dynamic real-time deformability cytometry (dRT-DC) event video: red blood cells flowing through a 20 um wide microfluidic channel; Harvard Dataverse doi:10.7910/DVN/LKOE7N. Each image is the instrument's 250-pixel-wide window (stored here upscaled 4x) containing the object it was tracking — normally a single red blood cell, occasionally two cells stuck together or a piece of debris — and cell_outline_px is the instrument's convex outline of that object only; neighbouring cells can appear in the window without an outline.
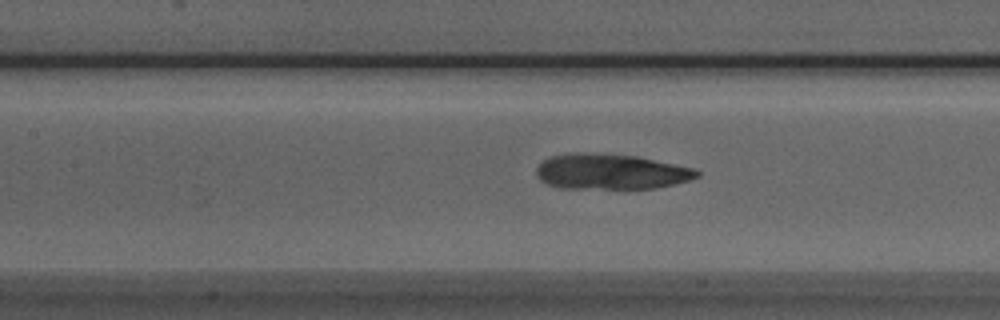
{"species": "Egyptian fruit bat (a non-hibernating species)", "species_latin": "Rousettus aegyptiacus", "temperature_condition": "room temperature", "stored_images_in_passage": 31, "camera_frame_rate_fps": 3000, "um_per_image_px": 0.085, "animal": {"sex": "male"}, "frame": {"image": 1, "passage_image": 11, "time_ms": 3.333, "image_size_px": [1000, 320], "cell_outline_px": [[700, 176], [688, 180], [656, 188], [560, 188], [548, 184], [540, 180], [536, 176], [536, 168], [544, 160], [552, 156], [572, 152], [580, 152], [636, 156], [692, 168], [700, 172]], "centroid_in_image_um": [51.87, 14.59], "position_along_channel_um": 155.5, "area_um2": 32.83}}
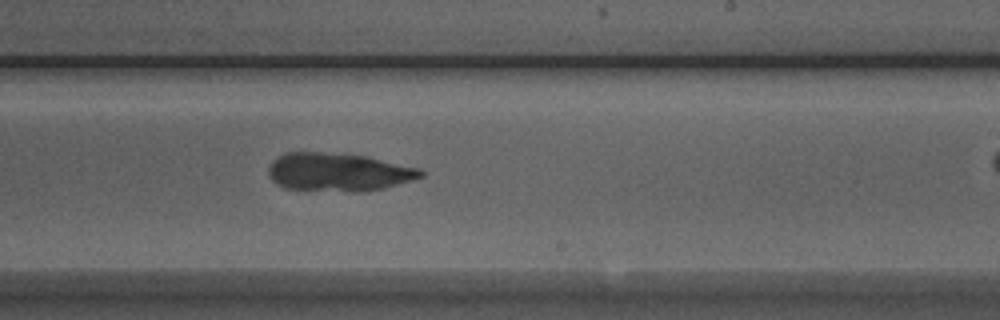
{"frame": {"image": 2, "passage_image": 19, "time_ms": 6.0, "image_size_px": [1000, 320], "cell_outline_px": [[424, 176], [412, 180], [384, 188], [360, 192], [356, 192], [284, 188], [276, 184], [268, 176], [268, 168], [272, 160], [284, 152], [320, 152], [368, 156], [420, 168], [424, 172]], "centroid_in_image_um": [28.75, 14.62], "position_along_channel_um": 260.2, "area_um2": 34.16}}
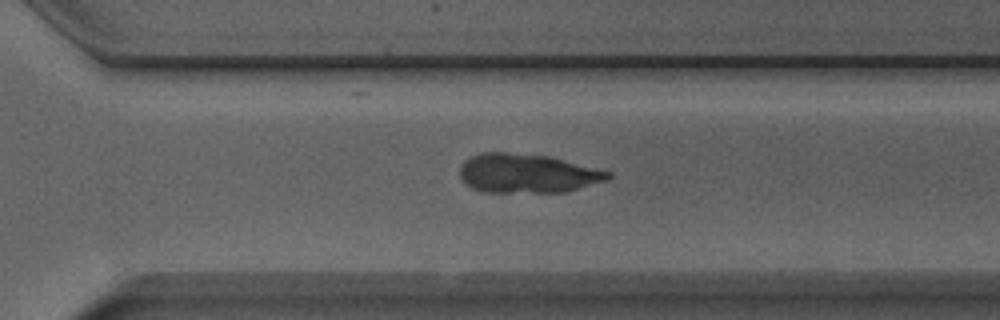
{"frame": {"image": 3, "passage_image": 24, "time_ms": 7.667, "image_size_px": [1000, 320], "cell_outline_px": [[612, 176], [608, 180], [564, 192], [484, 192], [472, 188], [460, 176], [460, 164], [464, 160], [480, 152], [508, 152], [548, 156], [612, 172]], "centroid_in_image_um": [44.81, 14.73], "position_along_channel_um": 325.8, "area_um2": 33.7}}